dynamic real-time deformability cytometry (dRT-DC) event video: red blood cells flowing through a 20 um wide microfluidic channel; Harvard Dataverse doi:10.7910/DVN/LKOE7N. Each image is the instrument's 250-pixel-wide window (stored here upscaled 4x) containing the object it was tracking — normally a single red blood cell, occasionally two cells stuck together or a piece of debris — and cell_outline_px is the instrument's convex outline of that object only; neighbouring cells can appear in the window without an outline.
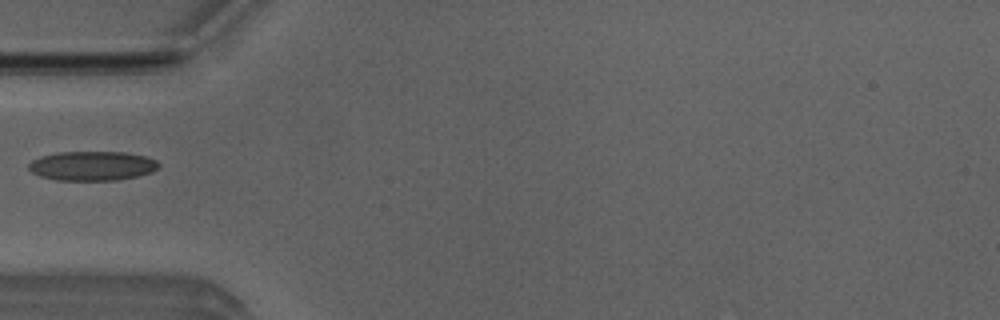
{"species": "Egyptian fruit bat (a non-hibernating species)", "species_latin": "Rousettus aegyptiacus", "temperature_condition": "room temperature", "stored_images_in_passage": 12, "camera_frame_rate_fps": 3000, "um_per_image_px": 0.085, "animal": {"sex": "male"}, "frame": {"image": 1, "passage_image": 1, "time_ms": 0.0, "image_size_px": [1000, 320], "cell_outline_px": [[160, 164], [152, 172], [136, 176], [116, 180], [56, 180], [40, 176], [32, 172], [28, 168], [28, 164], [32, 160], [40, 156], [56, 152], [128, 152], [148, 156], [156, 160]], "centroid_in_image_um": [7.83, 14.08], "position_along_channel_um": 77.2, "area_um2": 22.37}}